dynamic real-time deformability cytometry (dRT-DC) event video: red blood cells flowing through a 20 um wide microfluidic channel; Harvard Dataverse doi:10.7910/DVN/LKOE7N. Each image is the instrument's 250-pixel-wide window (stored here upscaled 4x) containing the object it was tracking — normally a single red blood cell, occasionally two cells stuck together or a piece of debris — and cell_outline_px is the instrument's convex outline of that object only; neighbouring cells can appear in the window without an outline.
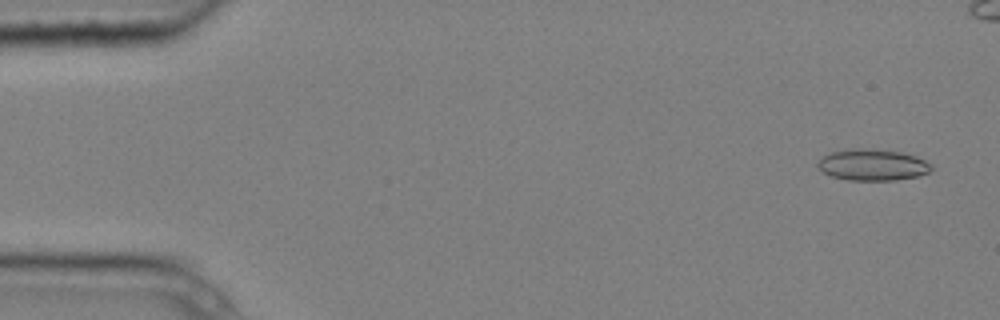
{"species": "common noctule bat (a hibernating species)", "species_latin": "Nyctalus noctula", "temperature_condition": "cold", "stored_images_in_passage": 7, "camera_frame_rate_fps": 3000, "um_per_image_px": 0.085, "animal": {"sex": "male", "body_mass_g": 20.4}, "frame": {"image": 1, "passage_image": 1, "time_ms": 0.0, "image_size_px": [1000, 320], "cell_outline_px": [[932, 168], [928, 172], [916, 176], [896, 180], [848, 180], [832, 176], [824, 172], [816, 164], [824, 156], [832, 152], [852, 148], [872, 148], [900, 152], [916, 156], [932, 164]], "centroid_in_image_um": [74.18, 14.0], "position_along_channel_um": 10.8, "area_um2": 20.63}}
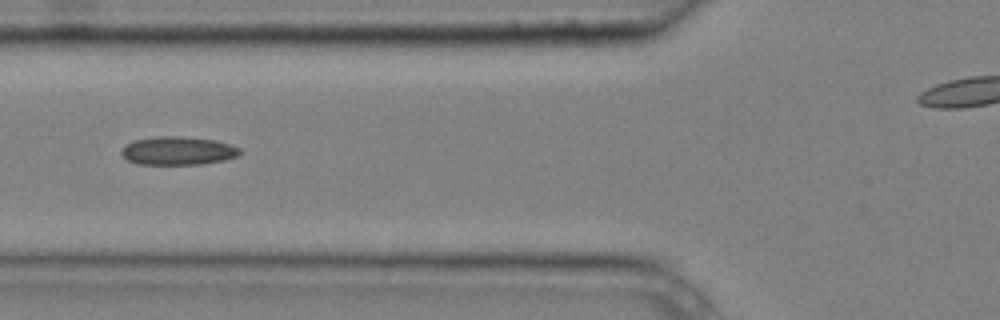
{"frame": {"image": 2, "passage_image": 6, "time_ms": 1.667, "image_size_px": [1000, 320], "cell_outline_px": [[244, 152], [236, 156], [224, 160], [204, 164], [136, 164], [128, 160], [120, 152], [124, 144], [132, 140], [152, 136], [184, 136], [216, 140], [240, 148]], "centroid_in_image_um": [15.1, 12.8], "position_along_channel_um": 110.7, "area_um2": 19.88}}
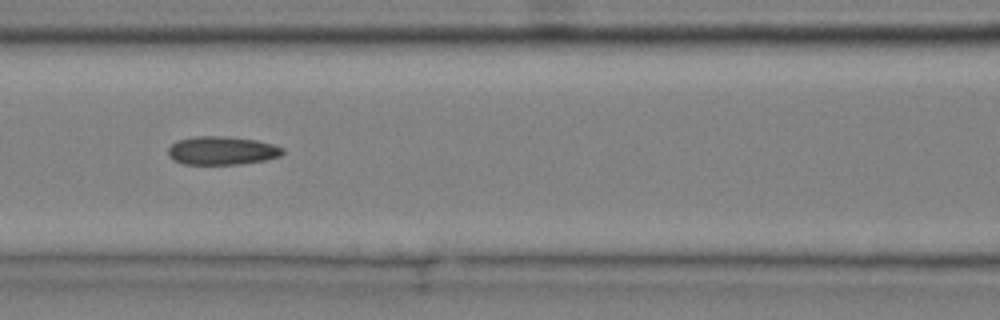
{"frame": {"image": 3, "passage_image": 7, "time_ms": 2.0, "image_size_px": [1000, 320], "cell_outline_px": [[284, 152], [280, 156], [264, 160], [240, 164], [184, 164], [172, 160], [168, 156], [168, 148], [176, 140], [196, 136], [224, 136], [256, 140], [272, 144], [284, 148]], "centroid_in_image_um": [18.83, 12.8], "position_along_channel_um": 147.8, "area_um2": 19.02}}